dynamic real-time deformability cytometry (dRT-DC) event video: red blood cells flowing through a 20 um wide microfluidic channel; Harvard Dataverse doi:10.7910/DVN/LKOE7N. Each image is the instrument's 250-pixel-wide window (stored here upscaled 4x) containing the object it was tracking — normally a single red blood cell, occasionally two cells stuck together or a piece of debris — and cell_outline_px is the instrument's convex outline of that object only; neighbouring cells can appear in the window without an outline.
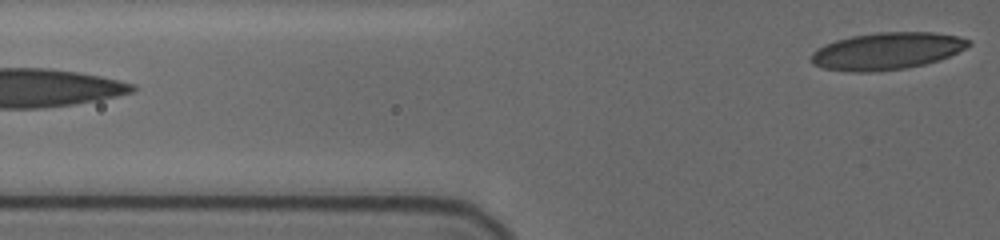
{"species": "human", "species_latin": "Homo sapiens", "temperature_condition": "cold", "stored_images_in_passage": 5, "segment_of_instrument_passage": [2, 2], "camera_frame_rate_fps": 3000, "um_per_image_px": 0.085, "donor": {"sex": "female"}, "frame": {"image": 1, "passage_image": 5, "time_ms": 4.0, "image_size_px": [1000, 240], "cell_outline_px": [[972, 44], [948, 56], [924, 64], [904, 68], [872, 72], [852, 72], [824, 68], [812, 64], [808, 60], [808, 56], [816, 48], [824, 44], [836, 40], [852, 36], [880, 32], [936, 32], [956, 36], [972, 40]], "centroid_in_image_um": [75.31, 4.33], "position_along_channel_um": 50.5, "area_um2": 34.04}}